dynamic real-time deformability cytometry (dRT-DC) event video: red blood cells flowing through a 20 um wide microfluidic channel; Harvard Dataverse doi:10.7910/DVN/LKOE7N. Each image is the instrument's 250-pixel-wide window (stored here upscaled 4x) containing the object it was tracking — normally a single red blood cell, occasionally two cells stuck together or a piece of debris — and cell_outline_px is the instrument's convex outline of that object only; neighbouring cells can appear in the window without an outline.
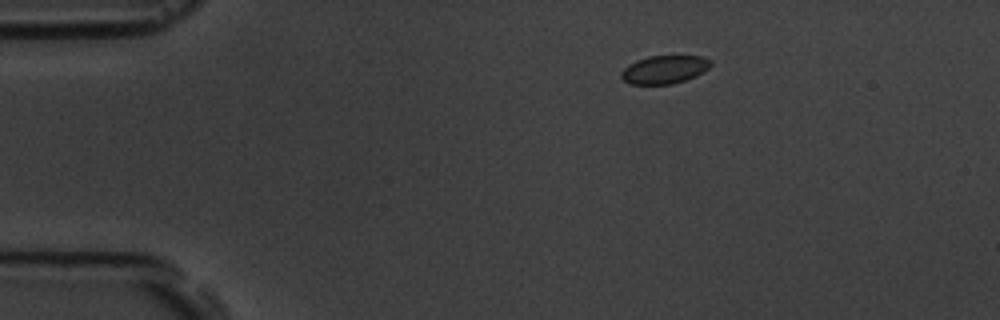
{"species": "common noctule bat (a hibernating species)", "species_latin": "Nyctalus noctula", "temperature_condition": "room temperature", "stored_images_in_passage": 4, "camera_frame_rate_fps": 3000, "um_per_image_px": 0.085, "animal": {"sex": "male", "body_mass_g": 19.5, "forearm_length_mm": 54.6}, "frame": {"image": 1, "passage_image": 2, "time_ms": 2.0, "image_size_px": [1000, 320], "cell_outline_px": [[712, 64], [704, 72], [696, 76], [672, 84], [628, 84], [620, 76], [620, 72], [628, 64], [636, 60], [648, 56], [700, 56], [712, 60]], "centroid_in_image_um": [56.46, 5.91], "position_along_channel_um": 28.5, "area_um2": 14.8}}